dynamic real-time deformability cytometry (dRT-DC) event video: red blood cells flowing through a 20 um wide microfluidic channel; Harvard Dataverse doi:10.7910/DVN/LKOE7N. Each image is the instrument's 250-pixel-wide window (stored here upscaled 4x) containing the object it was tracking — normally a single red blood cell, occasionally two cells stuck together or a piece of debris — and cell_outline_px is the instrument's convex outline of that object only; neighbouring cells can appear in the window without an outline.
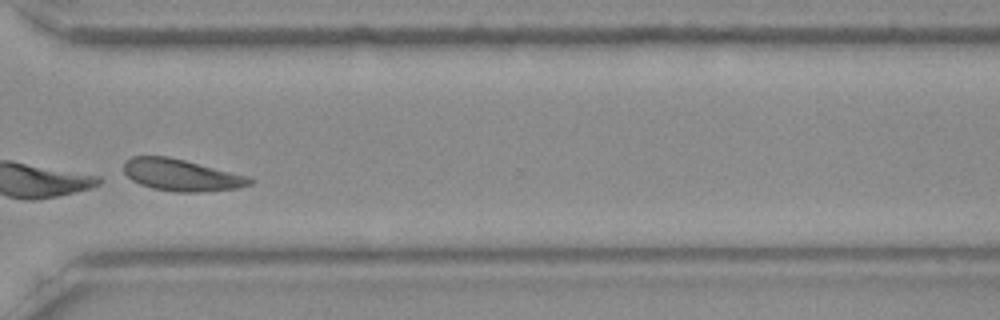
{"species": "Egyptian fruit bat (a non-hibernating species)", "species_latin": "Rousettus aegyptiacus", "temperature_condition": "room temperature", "stored_images_in_passage": 42, "camera_frame_rate_fps": 3000, "um_per_image_px": 0.085, "frame": {"image": 1, "passage_image": 36, "time_ms": 11.667, "image_size_px": [1000, 320], "cell_outline_px": [[256, 180], [252, 184], [236, 188], [200, 192], [176, 192], [152, 188], [140, 184], [132, 180], [124, 172], [124, 160], [132, 156], [168, 156], [248, 176]], "centroid_in_image_um": [15.4, 14.88], "position_along_channel_um": 355.2, "area_um2": 23.29}}